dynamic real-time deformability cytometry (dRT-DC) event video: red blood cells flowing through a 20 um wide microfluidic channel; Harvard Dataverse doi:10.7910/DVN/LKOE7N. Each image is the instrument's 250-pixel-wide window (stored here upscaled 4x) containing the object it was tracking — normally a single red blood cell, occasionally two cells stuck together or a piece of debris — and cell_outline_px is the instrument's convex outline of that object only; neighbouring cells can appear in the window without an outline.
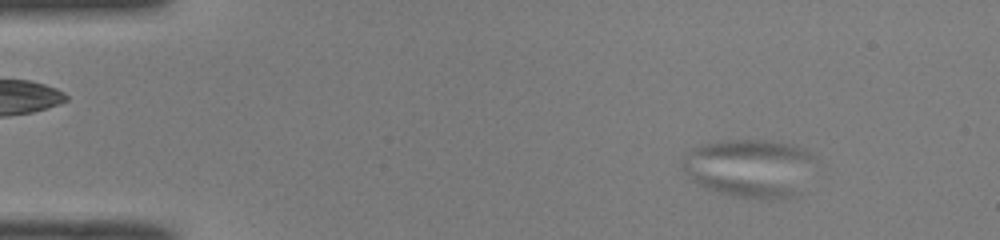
{"species": "common noctule bat (a hibernating species)", "species_latin": "Nyctalus noctula", "temperature_condition": "room temperature", "stored_images_in_passage": 58, "camera_frame_rate_fps": 3000, "um_per_image_px": 0.085, "animal": {"sex": "male", "body_mass_g": 19.0, "forearm_length_mm": 50.8}, "frame": {"image": 1, "passage_image": 7, "time_ms": 2.0, "image_size_px": [1000, 240], "cell_outline_px": [[796, 192], [792, 196], [772, 200], [736, 196], [720, 192], [696, 184], [684, 172], [684, 164], [688, 164], [784, 188]], "centroid_in_image_um": [62.47, 15.67], "position_along_channel_um": 22.5, "area_um2": 12.89}}